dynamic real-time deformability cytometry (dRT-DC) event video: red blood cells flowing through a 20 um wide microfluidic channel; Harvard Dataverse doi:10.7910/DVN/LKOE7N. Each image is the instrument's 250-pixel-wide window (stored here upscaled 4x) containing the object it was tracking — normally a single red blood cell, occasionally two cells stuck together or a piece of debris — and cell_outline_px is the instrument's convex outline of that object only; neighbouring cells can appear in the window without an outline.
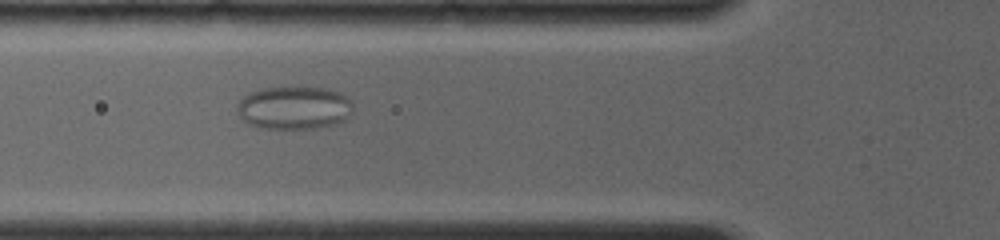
{"species": "common noctule bat (a hibernating species)", "species_latin": "Nyctalus noctula", "temperature_condition": "room temperature", "stored_images_in_passage": 50, "camera_frame_rate_fps": 4000, "um_per_image_px": 0.085, "animal": {"sex": "female", "body_mass_g": 19.0, "forearm_length_mm": 56.7}, "frame": {"image": 1, "passage_image": 12, "time_ms": 6.0, "image_size_px": [1000, 240], "cell_outline_px": [[352, 116], [336, 124], [316, 128], [260, 128], [248, 124], [236, 112], [236, 108], [240, 100], [244, 96], [252, 92], [264, 88], [328, 88], [340, 92], [348, 96], [352, 100]], "centroid_in_image_um": [25.04, 9.17], "position_along_channel_um": 100.8, "area_um2": 29.19}}
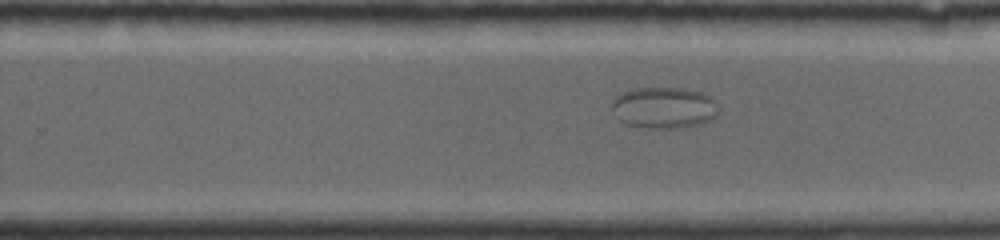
{"frame": {"image": 2, "passage_image": 28, "time_ms": 10.75, "image_size_px": [1000, 240], "cell_outline_px": [[716, 116], [712, 120], [680, 128], [648, 128], [624, 124], [620, 120], [612, 108], [612, 100], [620, 92], [636, 88], [684, 88], [700, 92], [708, 96], [716, 104]], "centroid_in_image_um": [56.39, 9.15], "position_along_channel_um": 273.4, "area_um2": 25.55}}